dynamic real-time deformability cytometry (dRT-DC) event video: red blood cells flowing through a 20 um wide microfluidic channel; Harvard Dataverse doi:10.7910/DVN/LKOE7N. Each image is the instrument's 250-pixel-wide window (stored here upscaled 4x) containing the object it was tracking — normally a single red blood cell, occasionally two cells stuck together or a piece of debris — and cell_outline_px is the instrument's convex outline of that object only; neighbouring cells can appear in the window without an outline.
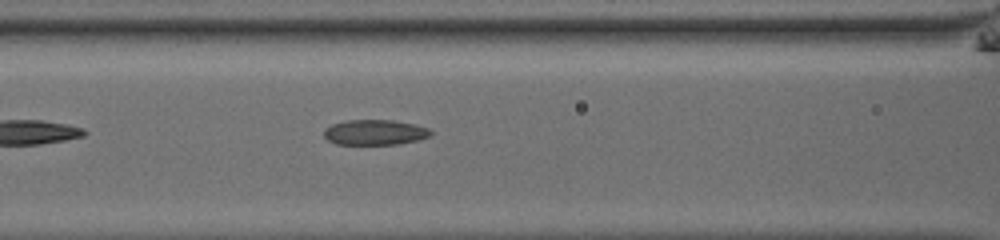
{"species": "common noctule bat (a hibernating species)", "species_latin": "Nyctalus noctula", "temperature_condition": "room temperature", "stored_images_in_passage": 25, "camera_frame_rate_fps": 3000, "um_per_image_px": 0.085, "animal": {"sex": "male", "body_mass_g": 13.0, "forearm_length_mm": 53.1}, "frame": {"image": 1, "passage_image": 8, "time_ms": 2.333, "image_size_px": [1000, 240], "cell_outline_px": [[432, 136], [420, 140], [400, 144], [336, 144], [328, 140], [324, 136], [324, 128], [332, 124], [348, 120], [392, 120], [416, 124], [428, 128], [432, 132]], "centroid_in_image_um": [31.9, 11.25], "position_along_channel_um": 134.7, "area_um2": 15.9}}
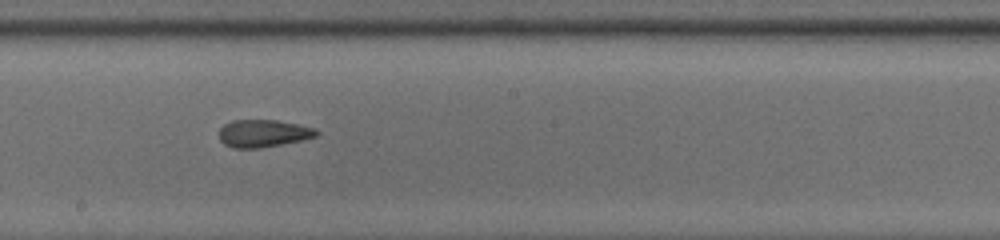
{"frame": {"image": 2, "passage_image": 15, "time_ms": 4.667, "image_size_px": [1000, 240], "cell_outline_px": [[320, 132], [316, 136], [300, 140], [260, 148], [232, 148], [224, 144], [220, 140], [220, 128], [224, 124], [232, 120], [276, 120], [316, 128]], "centroid_in_image_um": [22.36, 11.33], "position_along_channel_um": 225.8, "area_um2": 15.49}}
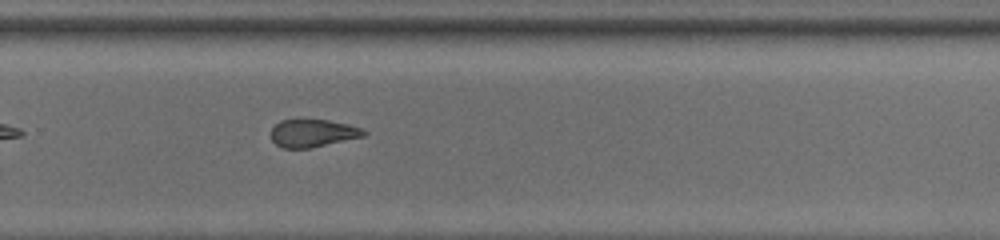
{"frame": {"image": 3, "passage_image": 21, "time_ms": 6.667, "image_size_px": [1000, 240], "cell_outline_px": [[368, 132], [364, 136], [312, 148], [284, 148], [276, 144], [272, 140], [272, 128], [280, 120], [328, 120], [348, 124], [364, 128]], "centroid_in_image_um": [26.63, 11.32], "position_along_channel_um": 303.2, "area_um2": 14.97}}